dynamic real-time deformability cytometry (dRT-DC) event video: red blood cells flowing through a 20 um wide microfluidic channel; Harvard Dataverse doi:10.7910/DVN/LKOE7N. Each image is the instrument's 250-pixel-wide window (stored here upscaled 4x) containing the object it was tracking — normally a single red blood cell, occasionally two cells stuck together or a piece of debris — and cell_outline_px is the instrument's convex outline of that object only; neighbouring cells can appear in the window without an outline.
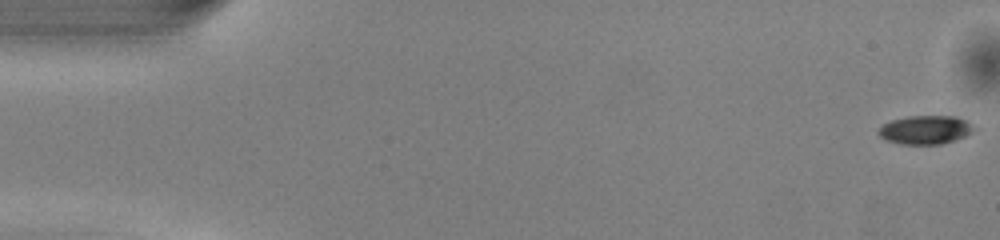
{"species": "common noctule bat (a hibernating species)", "species_latin": "Nyctalus noctula", "temperature_condition": "warm", "stored_images_in_passage": 51, "camera_frame_rate_fps": 3000, "um_per_image_px": 0.085, "animal": {"sex": "male", "body_mass_g": 13.0, "forearm_length_mm": 53.1}, "frame": {"image": 1, "passage_image": 1, "time_ms": 0.0, "image_size_px": [1000, 240], "cell_outline_px": [[980, 128], [964, 136], [940, 144], [900, 144], [884, 140], [876, 132], [884, 124], [892, 120], [908, 116], [956, 116], [968, 120]], "centroid_in_image_um": [78.7, 11.02], "position_along_channel_um": 6.3, "area_um2": 16.13}}
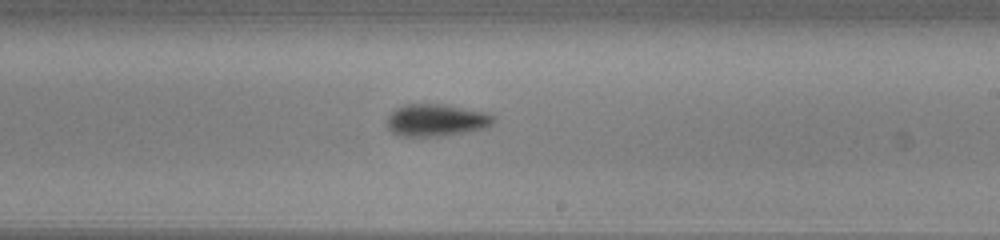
{"frame": {"image": 2, "passage_image": 30, "time_ms": 9.667, "image_size_px": [1000, 240], "cell_outline_px": [[496, 120], [488, 128], [444, 136], [400, 136], [392, 132], [388, 128], [388, 116], [396, 108], [404, 104], [448, 104], [484, 112], [492, 116]], "centroid_in_image_um": [37.1, 10.21], "position_along_channel_um": 251.9, "area_um2": 20.11}}
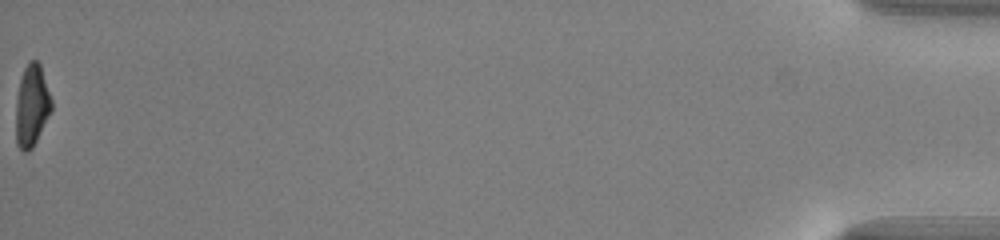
{"frame": {"image": 3, "passage_image": 51, "time_ms": 16.667, "image_size_px": [1000, 240], "cell_outline_px": [[52, 108], [32, 148], [28, 152], [24, 152], [16, 144], [16, 100], [20, 80], [24, 68], [28, 60], [36, 60], [40, 64], [52, 100]], "centroid_in_image_um": [2.69, 8.96], "position_along_channel_um": 432.5, "area_um2": 16.82}, "authors_computed_cell_mechanics": {"area_um2": 18.4382, "velocity_mm_per_s": 4.116, "shape_relaxation_time_tau1_ms": 1.9302, "shape_relaxation_time_tau2_ms": 5.8063, "deformation_change_tau1": 0.1382, "deformation_change_tau2": 0.1636}}